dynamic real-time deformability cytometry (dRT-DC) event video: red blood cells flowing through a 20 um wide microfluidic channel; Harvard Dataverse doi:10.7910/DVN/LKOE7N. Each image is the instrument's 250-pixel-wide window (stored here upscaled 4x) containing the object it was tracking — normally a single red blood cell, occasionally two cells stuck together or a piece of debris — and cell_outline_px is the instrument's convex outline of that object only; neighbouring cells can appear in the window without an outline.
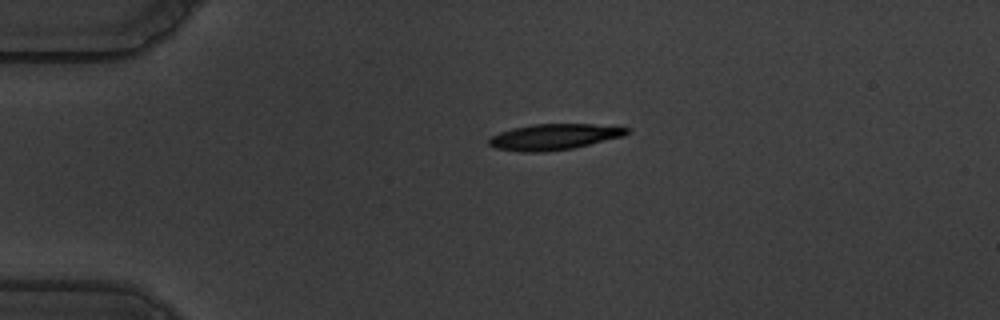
{"species": "common noctule bat (a hibernating species)", "species_latin": "Nyctalus noctula", "temperature_condition": "warm", "stored_images_in_passage": 47, "camera_frame_rate_fps": 3000, "um_per_image_px": 0.085, "animal": {"sex": "male", "body_mass_g": 19.5, "forearm_length_mm": 54.6}, "frame": {"image": 1, "passage_image": 3, "time_ms": 0.667, "image_size_px": [1000, 320], "cell_outline_px": [[632, 132], [624, 136], [572, 148], [544, 152], [520, 152], [496, 148], [488, 144], [488, 140], [492, 136], [500, 132], [512, 128], [532, 124], [592, 124], [632, 128]], "centroid_in_image_um": [47.11, 11.63], "position_along_channel_um": 37.9, "area_um2": 20.87}}
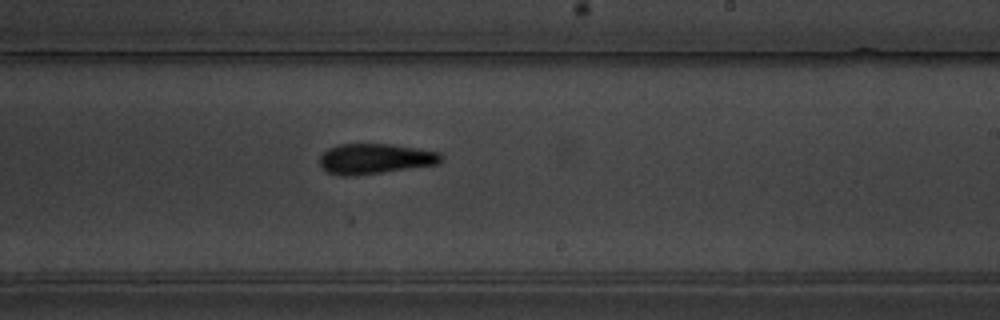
{"frame": {"image": 2, "passage_image": 25, "time_ms": 8.0, "image_size_px": [1000, 320], "cell_outline_px": [[444, 156], [440, 164], [356, 176], [340, 176], [328, 172], [320, 164], [320, 156], [328, 148], [340, 144], [388, 144], [416, 148], [440, 152]], "centroid_in_image_um": [31.91, 13.5], "position_along_channel_um": 257.1, "area_um2": 21.56}}
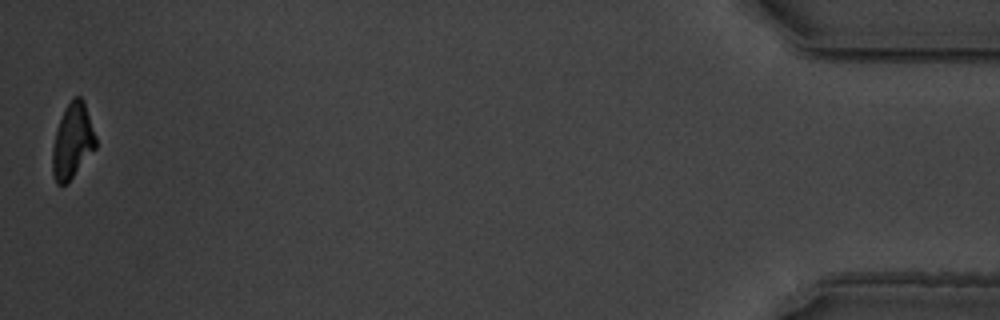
{"frame": {"image": 3, "passage_image": 47, "time_ms": 15.333, "image_size_px": [1000, 320], "cell_outline_px": [[96, 148], [72, 176], [64, 184], [56, 184], [52, 172], [52, 148], [56, 128], [72, 96], [80, 96], [84, 100], [96, 136]], "centroid_in_image_um": [6.16, 11.96], "position_along_channel_um": 429.0, "area_um2": 18.73}, "authors_computed_cell_mechanics": {"area_um2": 20.9236, "velocity_mm_per_s": 3.534, "shape_relaxation_time_tau1_ms": 4.1268, "shape_relaxation_time_tau2_ms": 3.2373, "deformation_change_tau1": 0.1731, "deformation_change_tau2": 0.1138}}